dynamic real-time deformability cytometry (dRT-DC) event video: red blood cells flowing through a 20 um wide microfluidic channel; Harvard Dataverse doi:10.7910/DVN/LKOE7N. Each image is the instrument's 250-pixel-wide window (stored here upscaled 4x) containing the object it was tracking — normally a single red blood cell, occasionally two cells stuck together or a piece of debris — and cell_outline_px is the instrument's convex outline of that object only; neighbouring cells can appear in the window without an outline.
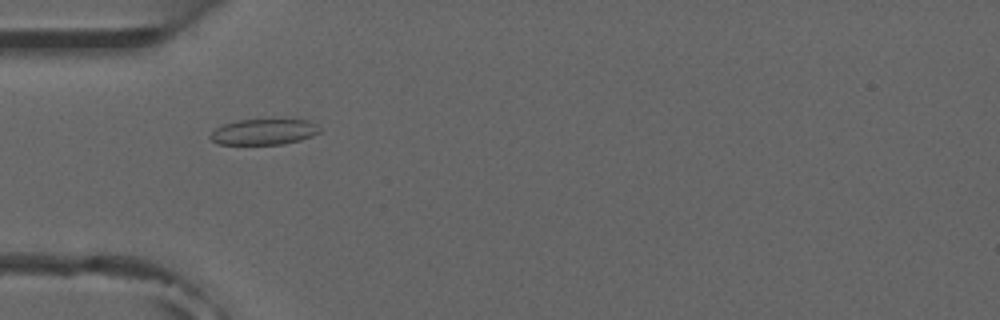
{"species": "common noctule bat (a hibernating species)", "species_latin": "Nyctalus noctula", "temperature_condition": "room temperature", "stored_images_in_passage": 6, "camera_frame_rate_fps": 3000, "um_per_image_px": 0.085, "animal": {"sex": "male", "forearm_length_mm": 52.5}, "frame": {"image": 1, "passage_image": 5, "time_ms": 4.667, "image_size_px": [1000, 320], "cell_outline_px": [[320, 132], [312, 136], [300, 140], [284, 144], [216, 144], [208, 136], [216, 128], [224, 124], [236, 120], [308, 120], [316, 124], [320, 128]], "centroid_in_image_um": [22.42, 11.21], "position_along_channel_um": 62.6, "area_um2": 16.36}}
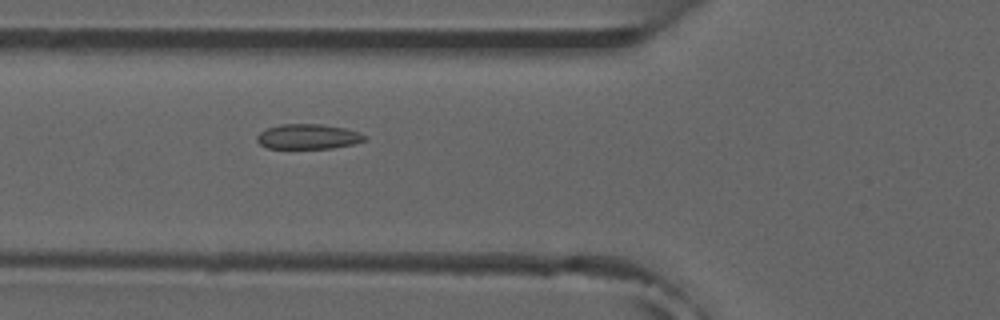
{"frame": {"image": 2, "passage_image": 6, "time_ms": 5.667, "image_size_px": [1000, 320], "cell_outline_px": [[368, 136], [364, 140], [352, 144], [332, 148], [268, 148], [260, 144], [256, 140], [256, 136], [260, 132], [268, 128], [280, 124], [320, 124], [344, 128], [360, 132]], "centroid_in_image_um": [26.18, 11.61], "position_along_channel_um": 99.6, "area_um2": 15.61}}